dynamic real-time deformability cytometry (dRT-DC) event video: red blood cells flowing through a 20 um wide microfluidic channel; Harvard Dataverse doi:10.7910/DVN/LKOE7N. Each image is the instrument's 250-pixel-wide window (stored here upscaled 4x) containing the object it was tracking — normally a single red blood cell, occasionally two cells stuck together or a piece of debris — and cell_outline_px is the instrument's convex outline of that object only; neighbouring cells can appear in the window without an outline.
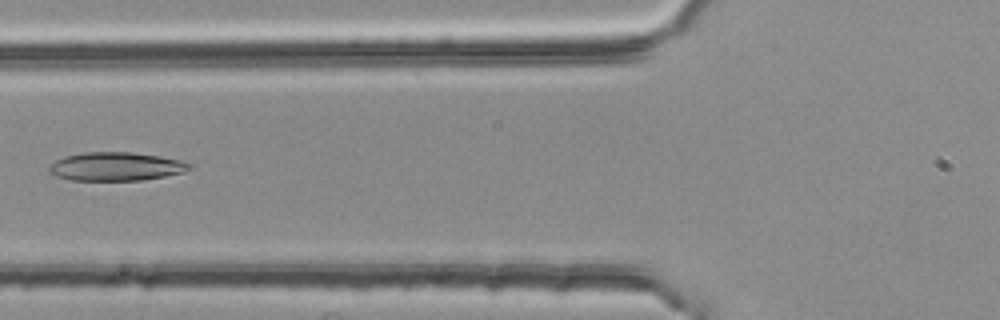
{"species": "common noctule bat (a hibernating species)", "species_latin": "Nyctalus noctula", "temperature_condition": "room temperature", "stored_images_in_passage": 5, "camera_frame_rate_fps": 3000, "um_per_image_px": 0.085, "animal": {"sex": "female", "body_mass_g": 25.1}, "frame": {"image": 1, "passage_image": 4, "time_ms": 1.0, "image_size_px": [1000, 320], "cell_outline_px": [[192, 168], [180, 172], [164, 176], [140, 180], [72, 180], [56, 176], [48, 172], [48, 168], [56, 160], [64, 156], [84, 152], [132, 152], [160, 156], [180, 160], [192, 164]], "centroid_in_image_um": [9.83, 14.14], "position_along_channel_um": 116.0, "area_um2": 23.18}}
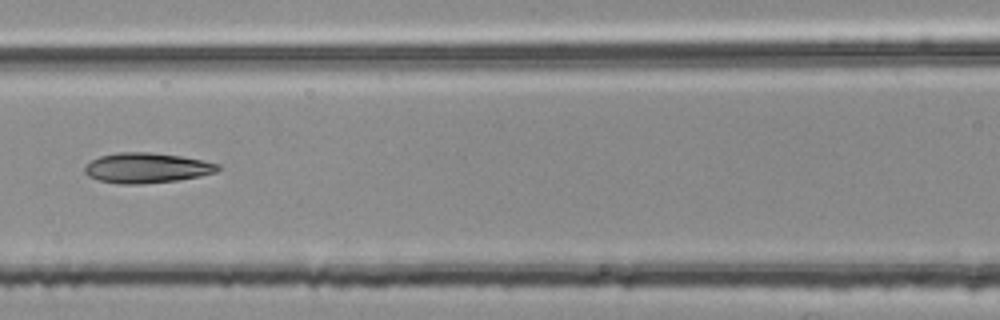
{"frame": {"image": 2, "passage_image": 5, "time_ms": 1.333, "image_size_px": [1000, 320], "cell_outline_px": [[220, 168], [216, 172], [200, 176], [176, 180], [140, 184], [120, 184], [100, 180], [88, 176], [84, 172], [84, 168], [92, 160], [100, 156], [120, 152], [152, 152], [180, 156], [220, 164]], "centroid_in_image_um": [12.47, 14.27], "position_along_channel_um": 154.1, "area_um2": 23.18}}